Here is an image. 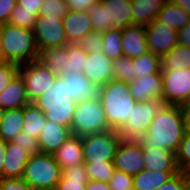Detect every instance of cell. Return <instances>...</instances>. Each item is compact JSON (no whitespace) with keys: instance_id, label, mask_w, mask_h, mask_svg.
Wrapping results in <instances>:
<instances>
[{"instance_id":"obj_31","label":"cell","mask_w":190,"mask_h":190,"mask_svg":"<svg viewBox=\"0 0 190 190\" xmlns=\"http://www.w3.org/2000/svg\"><path fill=\"white\" fill-rule=\"evenodd\" d=\"M157 19L173 29L179 30L190 21V13L168 0L159 12Z\"/></svg>"},{"instance_id":"obj_51","label":"cell","mask_w":190,"mask_h":190,"mask_svg":"<svg viewBox=\"0 0 190 190\" xmlns=\"http://www.w3.org/2000/svg\"><path fill=\"white\" fill-rule=\"evenodd\" d=\"M177 44L190 47V21L177 30Z\"/></svg>"},{"instance_id":"obj_56","label":"cell","mask_w":190,"mask_h":190,"mask_svg":"<svg viewBox=\"0 0 190 190\" xmlns=\"http://www.w3.org/2000/svg\"><path fill=\"white\" fill-rule=\"evenodd\" d=\"M181 172L185 177L187 190H190V168L182 170Z\"/></svg>"},{"instance_id":"obj_29","label":"cell","mask_w":190,"mask_h":190,"mask_svg":"<svg viewBox=\"0 0 190 190\" xmlns=\"http://www.w3.org/2000/svg\"><path fill=\"white\" fill-rule=\"evenodd\" d=\"M161 72L190 68V47L177 44L161 58Z\"/></svg>"},{"instance_id":"obj_36","label":"cell","mask_w":190,"mask_h":190,"mask_svg":"<svg viewBox=\"0 0 190 190\" xmlns=\"http://www.w3.org/2000/svg\"><path fill=\"white\" fill-rule=\"evenodd\" d=\"M89 180L109 182L112 178L115 167L113 162H84Z\"/></svg>"},{"instance_id":"obj_17","label":"cell","mask_w":190,"mask_h":190,"mask_svg":"<svg viewBox=\"0 0 190 190\" xmlns=\"http://www.w3.org/2000/svg\"><path fill=\"white\" fill-rule=\"evenodd\" d=\"M66 84L67 97L76 103L99 97L100 87L87 79L83 73L61 76Z\"/></svg>"},{"instance_id":"obj_10","label":"cell","mask_w":190,"mask_h":190,"mask_svg":"<svg viewBox=\"0 0 190 190\" xmlns=\"http://www.w3.org/2000/svg\"><path fill=\"white\" fill-rule=\"evenodd\" d=\"M19 73L25 81L27 95L31 102L52 88L57 77L38 60L20 65Z\"/></svg>"},{"instance_id":"obj_58","label":"cell","mask_w":190,"mask_h":190,"mask_svg":"<svg viewBox=\"0 0 190 190\" xmlns=\"http://www.w3.org/2000/svg\"><path fill=\"white\" fill-rule=\"evenodd\" d=\"M4 113H5V110L0 106V124H1L2 118L4 116Z\"/></svg>"},{"instance_id":"obj_1","label":"cell","mask_w":190,"mask_h":190,"mask_svg":"<svg viewBox=\"0 0 190 190\" xmlns=\"http://www.w3.org/2000/svg\"><path fill=\"white\" fill-rule=\"evenodd\" d=\"M185 132L180 106L165 104L137 141L142 148H165L176 153Z\"/></svg>"},{"instance_id":"obj_11","label":"cell","mask_w":190,"mask_h":190,"mask_svg":"<svg viewBox=\"0 0 190 190\" xmlns=\"http://www.w3.org/2000/svg\"><path fill=\"white\" fill-rule=\"evenodd\" d=\"M161 74L165 104L180 105L190 100V68Z\"/></svg>"},{"instance_id":"obj_3","label":"cell","mask_w":190,"mask_h":190,"mask_svg":"<svg viewBox=\"0 0 190 190\" xmlns=\"http://www.w3.org/2000/svg\"><path fill=\"white\" fill-rule=\"evenodd\" d=\"M1 35L4 62L23 65L38 60L33 30L6 23L2 25Z\"/></svg>"},{"instance_id":"obj_6","label":"cell","mask_w":190,"mask_h":190,"mask_svg":"<svg viewBox=\"0 0 190 190\" xmlns=\"http://www.w3.org/2000/svg\"><path fill=\"white\" fill-rule=\"evenodd\" d=\"M110 129L99 97L76 103L71 126L73 136L83 137Z\"/></svg>"},{"instance_id":"obj_16","label":"cell","mask_w":190,"mask_h":190,"mask_svg":"<svg viewBox=\"0 0 190 190\" xmlns=\"http://www.w3.org/2000/svg\"><path fill=\"white\" fill-rule=\"evenodd\" d=\"M130 96L135 102L163 100L162 74H151L128 83Z\"/></svg>"},{"instance_id":"obj_39","label":"cell","mask_w":190,"mask_h":190,"mask_svg":"<svg viewBox=\"0 0 190 190\" xmlns=\"http://www.w3.org/2000/svg\"><path fill=\"white\" fill-rule=\"evenodd\" d=\"M69 12L66 0H43L39 15L55 16L63 19Z\"/></svg>"},{"instance_id":"obj_4","label":"cell","mask_w":190,"mask_h":190,"mask_svg":"<svg viewBox=\"0 0 190 190\" xmlns=\"http://www.w3.org/2000/svg\"><path fill=\"white\" fill-rule=\"evenodd\" d=\"M46 119L71 128L76 102L67 97L66 84L61 76L56 77L52 88L34 101Z\"/></svg>"},{"instance_id":"obj_44","label":"cell","mask_w":190,"mask_h":190,"mask_svg":"<svg viewBox=\"0 0 190 190\" xmlns=\"http://www.w3.org/2000/svg\"><path fill=\"white\" fill-rule=\"evenodd\" d=\"M111 190H133V176L119 170H115L109 180Z\"/></svg>"},{"instance_id":"obj_55","label":"cell","mask_w":190,"mask_h":190,"mask_svg":"<svg viewBox=\"0 0 190 190\" xmlns=\"http://www.w3.org/2000/svg\"><path fill=\"white\" fill-rule=\"evenodd\" d=\"M177 6H180L184 11L190 13V0H171Z\"/></svg>"},{"instance_id":"obj_26","label":"cell","mask_w":190,"mask_h":190,"mask_svg":"<svg viewBox=\"0 0 190 190\" xmlns=\"http://www.w3.org/2000/svg\"><path fill=\"white\" fill-rule=\"evenodd\" d=\"M89 181L86 168L82 163L63 169L56 188L57 190H86Z\"/></svg>"},{"instance_id":"obj_45","label":"cell","mask_w":190,"mask_h":190,"mask_svg":"<svg viewBox=\"0 0 190 190\" xmlns=\"http://www.w3.org/2000/svg\"><path fill=\"white\" fill-rule=\"evenodd\" d=\"M12 142L23 147L31 155L41 153L38 139L25 134L23 131L20 132L19 135L15 137Z\"/></svg>"},{"instance_id":"obj_5","label":"cell","mask_w":190,"mask_h":190,"mask_svg":"<svg viewBox=\"0 0 190 190\" xmlns=\"http://www.w3.org/2000/svg\"><path fill=\"white\" fill-rule=\"evenodd\" d=\"M62 177V168L53 154H33L25 165L22 179L33 189L56 187Z\"/></svg>"},{"instance_id":"obj_54","label":"cell","mask_w":190,"mask_h":190,"mask_svg":"<svg viewBox=\"0 0 190 190\" xmlns=\"http://www.w3.org/2000/svg\"><path fill=\"white\" fill-rule=\"evenodd\" d=\"M6 144L7 142L0 137V178H3V164L5 159Z\"/></svg>"},{"instance_id":"obj_38","label":"cell","mask_w":190,"mask_h":190,"mask_svg":"<svg viewBox=\"0 0 190 190\" xmlns=\"http://www.w3.org/2000/svg\"><path fill=\"white\" fill-rule=\"evenodd\" d=\"M37 15L32 11L21 10L20 5H16L14 10L11 12V16L8 23L33 30L35 27Z\"/></svg>"},{"instance_id":"obj_42","label":"cell","mask_w":190,"mask_h":190,"mask_svg":"<svg viewBox=\"0 0 190 190\" xmlns=\"http://www.w3.org/2000/svg\"><path fill=\"white\" fill-rule=\"evenodd\" d=\"M176 162L180 171L190 168V132H185L176 152Z\"/></svg>"},{"instance_id":"obj_37","label":"cell","mask_w":190,"mask_h":190,"mask_svg":"<svg viewBox=\"0 0 190 190\" xmlns=\"http://www.w3.org/2000/svg\"><path fill=\"white\" fill-rule=\"evenodd\" d=\"M113 79L123 81L126 83L133 82L137 79L134 75V66L132 64V59L127 56H120L119 58L113 60Z\"/></svg>"},{"instance_id":"obj_2","label":"cell","mask_w":190,"mask_h":190,"mask_svg":"<svg viewBox=\"0 0 190 190\" xmlns=\"http://www.w3.org/2000/svg\"><path fill=\"white\" fill-rule=\"evenodd\" d=\"M99 98L112 130H119L129 118L135 105L126 82L111 79L100 87Z\"/></svg>"},{"instance_id":"obj_59","label":"cell","mask_w":190,"mask_h":190,"mask_svg":"<svg viewBox=\"0 0 190 190\" xmlns=\"http://www.w3.org/2000/svg\"><path fill=\"white\" fill-rule=\"evenodd\" d=\"M37 190H57V188L51 187V188H42V189H37Z\"/></svg>"},{"instance_id":"obj_30","label":"cell","mask_w":190,"mask_h":190,"mask_svg":"<svg viewBox=\"0 0 190 190\" xmlns=\"http://www.w3.org/2000/svg\"><path fill=\"white\" fill-rule=\"evenodd\" d=\"M46 120L44 112L34 102H31L24 106V125L22 131L38 139Z\"/></svg>"},{"instance_id":"obj_52","label":"cell","mask_w":190,"mask_h":190,"mask_svg":"<svg viewBox=\"0 0 190 190\" xmlns=\"http://www.w3.org/2000/svg\"><path fill=\"white\" fill-rule=\"evenodd\" d=\"M179 106L182 111L185 129L187 132H190V100L181 103Z\"/></svg>"},{"instance_id":"obj_48","label":"cell","mask_w":190,"mask_h":190,"mask_svg":"<svg viewBox=\"0 0 190 190\" xmlns=\"http://www.w3.org/2000/svg\"><path fill=\"white\" fill-rule=\"evenodd\" d=\"M16 5L17 0H0V25L8 23Z\"/></svg>"},{"instance_id":"obj_21","label":"cell","mask_w":190,"mask_h":190,"mask_svg":"<svg viewBox=\"0 0 190 190\" xmlns=\"http://www.w3.org/2000/svg\"><path fill=\"white\" fill-rule=\"evenodd\" d=\"M31 154L12 141L7 142L3 164V178H22L23 171Z\"/></svg>"},{"instance_id":"obj_49","label":"cell","mask_w":190,"mask_h":190,"mask_svg":"<svg viewBox=\"0 0 190 190\" xmlns=\"http://www.w3.org/2000/svg\"><path fill=\"white\" fill-rule=\"evenodd\" d=\"M99 0H66L69 10L72 11H88L90 7Z\"/></svg>"},{"instance_id":"obj_41","label":"cell","mask_w":190,"mask_h":190,"mask_svg":"<svg viewBox=\"0 0 190 190\" xmlns=\"http://www.w3.org/2000/svg\"><path fill=\"white\" fill-rule=\"evenodd\" d=\"M77 45L85 52L99 53L103 51V37L101 32L92 31L86 34Z\"/></svg>"},{"instance_id":"obj_7","label":"cell","mask_w":190,"mask_h":190,"mask_svg":"<svg viewBox=\"0 0 190 190\" xmlns=\"http://www.w3.org/2000/svg\"><path fill=\"white\" fill-rule=\"evenodd\" d=\"M84 162H113L122 136L118 130H107L81 137Z\"/></svg>"},{"instance_id":"obj_12","label":"cell","mask_w":190,"mask_h":190,"mask_svg":"<svg viewBox=\"0 0 190 190\" xmlns=\"http://www.w3.org/2000/svg\"><path fill=\"white\" fill-rule=\"evenodd\" d=\"M113 164L116 170L130 174H138L144 169L143 148L135 139L122 138L119 143Z\"/></svg>"},{"instance_id":"obj_28","label":"cell","mask_w":190,"mask_h":190,"mask_svg":"<svg viewBox=\"0 0 190 190\" xmlns=\"http://www.w3.org/2000/svg\"><path fill=\"white\" fill-rule=\"evenodd\" d=\"M24 125V107L6 110L0 124V137L6 141H13L22 132Z\"/></svg>"},{"instance_id":"obj_15","label":"cell","mask_w":190,"mask_h":190,"mask_svg":"<svg viewBox=\"0 0 190 190\" xmlns=\"http://www.w3.org/2000/svg\"><path fill=\"white\" fill-rule=\"evenodd\" d=\"M101 7L106 9L107 30H123L133 25L131 0H99Z\"/></svg>"},{"instance_id":"obj_50","label":"cell","mask_w":190,"mask_h":190,"mask_svg":"<svg viewBox=\"0 0 190 190\" xmlns=\"http://www.w3.org/2000/svg\"><path fill=\"white\" fill-rule=\"evenodd\" d=\"M43 0H17L21 10L32 11V13L39 16Z\"/></svg>"},{"instance_id":"obj_34","label":"cell","mask_w":190,"mask_h":190,"mask_svg":"<svg viewBox=\"0 0 190 190\" xmlns=\"http://www.w3.org/2000/svg\"><path fill=\"white\" fill-rule=\"evenodd\" d=\"M38 61L48 67L55 76L64 75V47L41 50Z\"/></svg>"},{"instance_id":"obj_57","label":"cell","mask_w":190,"mask_h":190,"mask_svg":"<svg viewBox=\"0 0 190 190\" xmlns=\"http://www.w3.org/2000/svg\"><path fill=\"white\" fill-rule=\"evenodd\" d=\"M1 29H2V25H0V63L4 62V57H3V50H2V43H1Z\"/></svg>"},{"instance_id":"obj_18","label":"cell","mask_w":190,"mask_h":190,"mask_svg":"<svg viewBox=\"0 0 190 190\" xmlns=\"http://www.w3.org/2000/svg\"><path fill=\"white\" fill-rule=\"evenodd\" d=\"M71 136V128L47 119L38 137L40 150L42 153L54 154Z\"/></svg>"},{"instance_id":"obj_24","label":"cell","mask_w":190,"mask_h":190,"mask_svg":"<svg viewBox=\"0 0 190 190\" xmlns=\"http://www.w3.org/2000/svg\"><path fill=\"white\" fill-rule=\"evenodd\" d=\"M56 162L63 169L84 163L81 137L71 136L54 154Z\"/></svg>"},{"instance_id":"obj_23","label":"cell","mask_w":190,"mask_h":190,"mask_svg":"<svg viewBox=\"0 0 190 190\" xmlns=\"http://www.w3.org/2000/svg\"><path fill=\"white\" fill-rule=\"evenodd\" d=\"M25 81L20 73L9 83L6 89L0 94V106L6 111L18 109L30 104Z\"/></svg>"},{"instance_id":"obj_14","label":"cell","mask_w":190,"mask_h":190,"mask_svg":"<svg viewBox=\"0 0 190 190\" xmlns=\"http://www.w3.org/2000/svg\"><path fill=\"white\" fill-rule=\"evenodd\" d=\"M112 62L103 52L87 53L82 73L89 81L101 87L113 79Z\"/></svg>"},{"instance_id":"obj_47","label":"cell","mask_w":190,"mask_h":190,"mask_svg":"<svg viewBox=\"0 0 190 190\" xmlns=\"http://www.w3.org/2000/svg\"><path fill=\"white\" fill-rule=\"evenodd\" d=\"M157 190H187L186 180L182 172L175 174Z\"/></svg>"},{"instance_id":"obj_35","label":"cell","mask_w":190,"mask_h":190,"mask_svg":"<svg viewBox=\"0 0 190 190\" xmlns=\"http://www.w3.org/2000/svg\"><path fill=\"white\" fill-rule=\"evenodd\" d=\"M122 30L109 29L102 32L103 53L112 61L123 56L122 53Z\"/></svg>"},{"instance_id":"obj_25","label":"cell","mask_w":190,"mask_h":190,"mask_svg":"<svg viewBox=\"0 0 190 190\" xmlns=\"http://www.w3.org/2000/svg\"><path fill=\"white\" fill-rule=\"evenodd\" d=\"M168 0H131L133 25L147 26L154 21Z\"/></svg>"},{"instance_id":"obj_32","label":"cell","mask_w":190,"mask_h":190,"mask_svg":"<svg viewBox=\"0 0 190 190\" xmlns=\"http://www.w3.org/2000/svg\"><path fill=\"white\" fill-rule=\"evenodd\" d=\"M87 52L76 43H68L64 46V75L82 73L86 63Z\"/></svg>"},{"instance_id":"obj_46","label":"cell","mask_w":190,"mask_h":190,"mask_svg":"<svg viewBox=\"0 0 190 190\" xmlns=\"http://www.w3.org/2000/svg\"><path fill=\"white\" fill-rule=\"evenodd\" d=\"M0 190H33L22 178H0Z\"/></svg>"},{"instance_id":"obj_9","label":"cell","mask_w":190,"mask_h":190,"mask_svg":"<svg viewBox=\"0 0 190 190\" xmlns=\"http://www.w3.org/2000/svg\"><path fill=\"white\" fill-rule=\"evenodd\" d=\"M33 32L39 52L44 49L64 47L68 44L63 21L59 17L37 16Z\"/></svg>"},{"instance_id":"obj_8","label":"cell","mask_w":190,"mask_h":190,"mask_svg":"<svg viewBox=\"0 0 190 190\" xmlns=\"http://www.w3.org/2000/svg\"><path fill=\"white\" fill-rule=\"evenodd\" d=\"M165 105L164 100L136 102L125 124L118 130L124 139L137 140L147 130L155 115Z\"/></svg>"},{"instance_id":"obj_20","label":"cell","mask_w":190,"mask_h":190,"mask_svg":"<svg viewBox=\"0 0 190 190\" xmlns=\"http://www.w3.org/2000/svg\"><path fill=\"white\" fill-rule=\"evenodd\" d=\"M144 169L161 172H180L176 153L165 148H143Z\"/></svg>"},{"instance_id":"obj_33","label":"cell","mask_w":190,"mask_h":190,"mask_svg":"<svg viewBox=\"0 0 190 190\" xmlns=\"http://www.w3.org/2000/svg\"><path fill=\"white\" fill-rule=\"evenodd\" d=\"M132 64L134 66V75L137 78L151 74H161V57L152 52L148 51L139 57L133 58Z\"/></svg>"},{"instance_id":"obj_27","label":"cell","mask_w":190,"mask_h":190,"mask_svg":"<svg viewBox=\"0 0 190 190\" xmlns=\"http://www.w3.org/2000/svg\"><path fill=\"white\" fill-rule=\"evenodd\" d=\"M177 173L143 169L133 176V190H157Z\"/></svg>"},{"instance_id":"obj_13","label":"cell","mask_w":190,"mask_h":190,"mask_svg":"<svg viewBox=\"0 0 190 190\" xmlns=\"http://www.w3.org/2000/svg\"><path fill=\"white\" fill-rule=\"evenodd\" d=\"M148 51L161 58L177 45V30L157 18L145 27Z\"/></svg>"},{"instance_id":"obj_19","label":"cell","mask_w":190,"mask_h":190,"mask_svg":"<svg viewBox=\"0 0 190 190\" xmlns=\"http://www.w3.org/2000/svg\"><path fill=\"white\" fill-rule=\"evenodd\" d=\"M122 53L130 59L148 52L145 26L132 25L121 32Z\"/></svg>"},{"instance_id":"obj_22","label":"cell","mask_w":190,"mask_h":190,"mask_svg":"<svg viewBox=\"0 0 190 190\" xmlns=\"http://www.w3.org/2000/svg\"><path fill=\"white\" fill-rule=\"evenodd\" d=\"M68 43H78L86 34L93 31L88 11H72L62 19Z\"/></svg>"},{"instance_id":"obj_43","label":"cell","mask_w":190,"mask_h":190,"mask_svg":"<svg viewBox=\"0 0 190 190\" xmlns=\"http://www.w3.org/2000/svg\"><path fill=\"white\" fill-rule=\"evenodd\" d=\"M20 65L12 62L0 63V94L19 73Z\"/></svg>"},{"instance_id":"obj_53","label":"cell","mask_w":190,"mask_h":190,"mask_svg":"<svg viewBox=\"0 0 190 190\" xmlns=\"http://www.w3.org/2000/svg\"><path fill=\"white\" fill-rule=\"evenodd\" d=\"M86 190H111L108 182L90 180L86 185Z\"/></svg>"},{"instance_id":"obj_40","label":"cell","mask_w":190,"mask_h":190,"mask_svg":"<svg viewBox=\"0 0 190 190\" xmlns=\"http://www.w3.org/2000/svg\"><path fill=\"white\" fill-rule=\"evenodd\" d=\"M88 13L93 31L102 33L107 30L106 9L101 7L99 1L90 7Z\"/></svg>"}]
</instances>
